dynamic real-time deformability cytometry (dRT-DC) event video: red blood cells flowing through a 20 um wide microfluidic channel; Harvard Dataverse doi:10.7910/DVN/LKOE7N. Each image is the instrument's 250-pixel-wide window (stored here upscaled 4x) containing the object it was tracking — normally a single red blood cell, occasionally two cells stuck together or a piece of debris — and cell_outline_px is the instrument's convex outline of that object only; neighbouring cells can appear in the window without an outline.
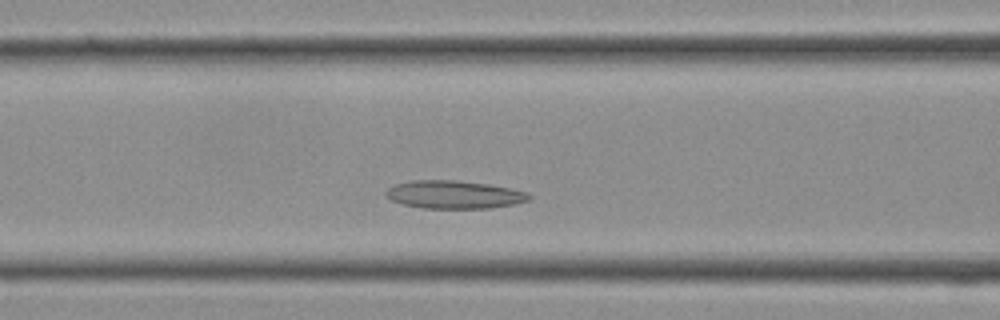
{"species": "Egyptian fruit bat (a non-hibernating species)", "species_latin": "Rousettus aegyptiacus", "temperature_condition": "cold", "stored_images_in_passage": 23, "camera_frame_rate_fps": 3000, "um_per_image_px": 0.085, "frame": {"image": 1, "passage_image": 7, "time_ms": 2.0, "image_size_px": [1000, 320], "cell_outline_px": [[532, 196], [528, 200], [512, 204], [488, 208], [424, 208], [404, 204], [392, 200], [384, 196], [384, 192], [388, 188], [396, 184], [408, 180], [456, 180], [488, 184], [528, 192]], "centroid_in_image_um": [38.56, 16.53], "position_along_channel_um": 128.0, "area_um2": 23.24}}
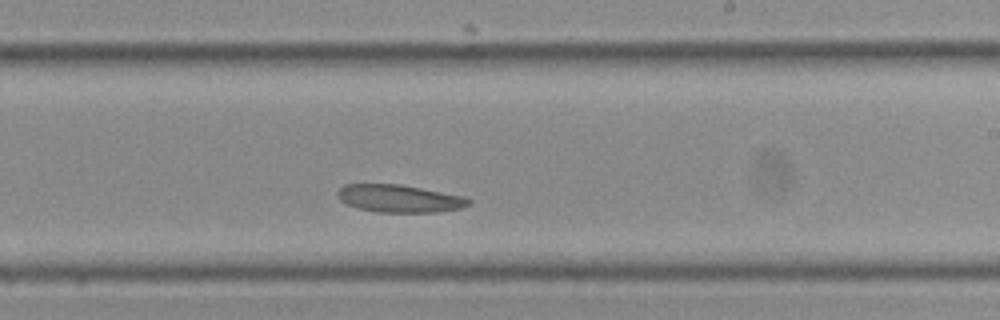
{"frame": {"image": 2, "passage_image": 13, "time_ms": 4.0, "image_size_px": [1000, 320], "cell_outline_px": [[472, 204], [460, 208], [436, 212], [376, 212], [356, 208], [340, 200], [336, 196], [336, 192], [344, 184], [400, 184], [464, 196], [472, 200]], "centroid_in_image_um": [33.93, 16.87], "position_along_channel_um": 255.1, "area_um2": 21.21}}
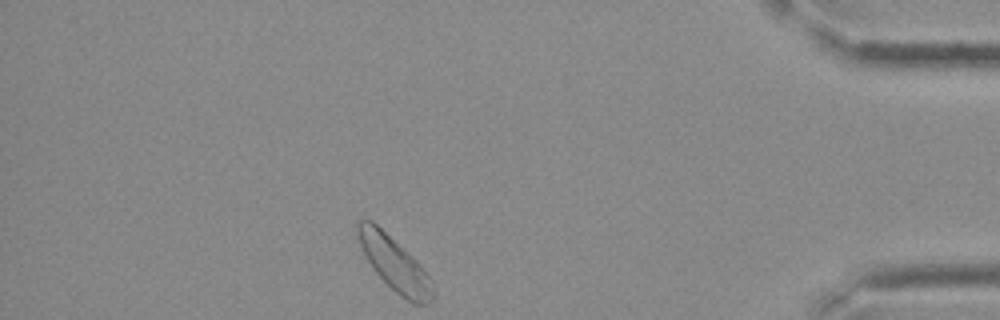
{"frame": {"image": 3, "passage_image": 22, "time_ms": 7.0, "image_size_px": [1000, 320], "cell_outline_px": [[436, 296], [428, 304], [412, 304], [400, 296], [372, 268], [364, 256], [356, 236], [356, 224], [360, 220], [372, 220], [412, 256], [432, 280]], "centroid_in_image_um": [33.53, 22.44], "position_along_channel_um": 401.7, "area_um2": 23.58}}